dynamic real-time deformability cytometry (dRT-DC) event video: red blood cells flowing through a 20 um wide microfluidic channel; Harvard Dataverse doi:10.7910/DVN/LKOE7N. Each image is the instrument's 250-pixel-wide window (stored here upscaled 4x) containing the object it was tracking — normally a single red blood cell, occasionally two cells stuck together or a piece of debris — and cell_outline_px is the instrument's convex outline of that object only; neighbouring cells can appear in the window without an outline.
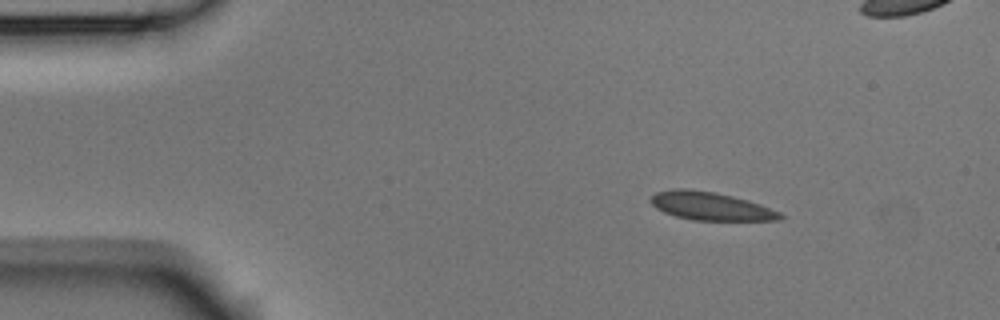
{"species": "Egyptian fruit bat (a non-hibernating species)", "species_latin": "Rousettus aegyptiacus", "temperature_condition": "room temperature", "stored_images_in_passage": 4, "camera_frame_rate_fps": 3000, "um_per_image_px": 0.085, "animal": {"sex": "male"}, "frame": {"image": 1, "passage_image": 1, "time_ms": 0.0, "image_size_px": [1000, 320], "cell_outline_px": [[784, 216], [780, 220], [692, 220], [676, 216], [664, 212], [656, 208], [652, 204], [652, 196], [656, 192], [672, 188], [688, 188], [716, 192], [748, 200], [760, 204], [780, 212]], "centroid_in_image_um": [60.4, 17.51], "position_along_channel_um": 24.6, "area_um2": 21.21}}